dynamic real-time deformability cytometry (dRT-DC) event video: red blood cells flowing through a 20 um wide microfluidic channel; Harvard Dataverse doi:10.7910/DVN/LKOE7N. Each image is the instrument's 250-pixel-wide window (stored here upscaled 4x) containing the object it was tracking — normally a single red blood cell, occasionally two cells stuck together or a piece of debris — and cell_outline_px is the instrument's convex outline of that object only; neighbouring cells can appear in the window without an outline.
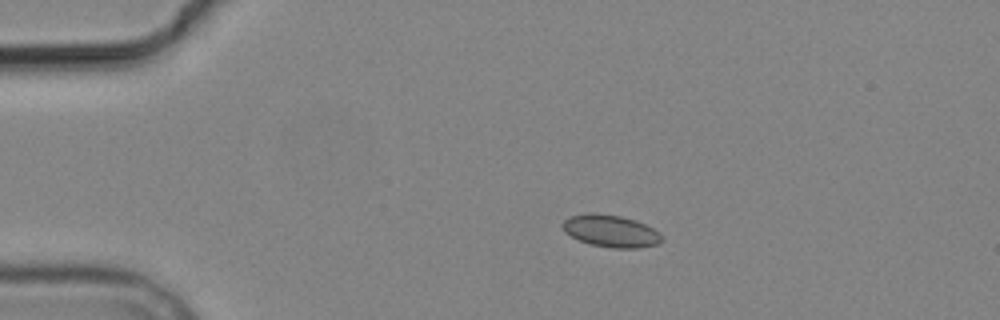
{"species": "common noctule bat (a hibernating species)", "species_latin": "Nyctalus noctula", "temperature_condition": "cold", "stored_images_in_passage": 5, "camera_frame_rate_fps": 3000, "um_per_image_px": 0.085, "animal": {"sex": "male", "body_mass_g": 19.2, "forearm_length_mm": 51.8}, "frame": {"image": 1, "passage_image": 3, "time_ms": 2.333, "image_size_px": [1000, 320], "cell_outline_px": [[664, 240], [656, 244], [640, 248], [612, 248], [588, 244], [564, 232], [560, 224], [564, 220], [572, 216], [588, 212], [592, 212], [620, 216], [636, 220], [660, 232], [664, 236]], "centroid_in_image_um": [51.92, 19.64], "position_along_channel_um": 33.1, "area_um2": 18.79}}
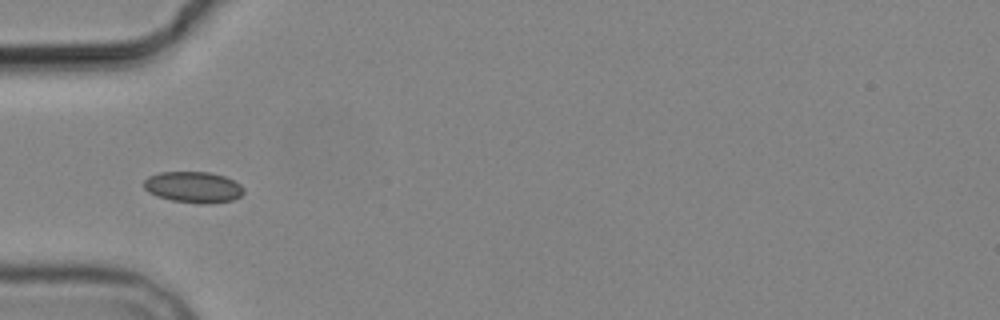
{"frame": {"image": 2, "passage_image": 5, "time_ms": 4.667, "image_size_px": [1000, 320], "cell_outline_px": [[244, 192], [240, 196], [232, 200], [208, 204], [200, 204], [172, 200], [156, 196], [148, 192], [144, 188], [144, 180], [148, 176], [160, 172], [208, 172], [224, 176], [240, 184], [244, 188]], "centroid_in_image_um": [16.42, 15.91], "position_along_channel_um": 68.6, "area_um2": 18.15}}